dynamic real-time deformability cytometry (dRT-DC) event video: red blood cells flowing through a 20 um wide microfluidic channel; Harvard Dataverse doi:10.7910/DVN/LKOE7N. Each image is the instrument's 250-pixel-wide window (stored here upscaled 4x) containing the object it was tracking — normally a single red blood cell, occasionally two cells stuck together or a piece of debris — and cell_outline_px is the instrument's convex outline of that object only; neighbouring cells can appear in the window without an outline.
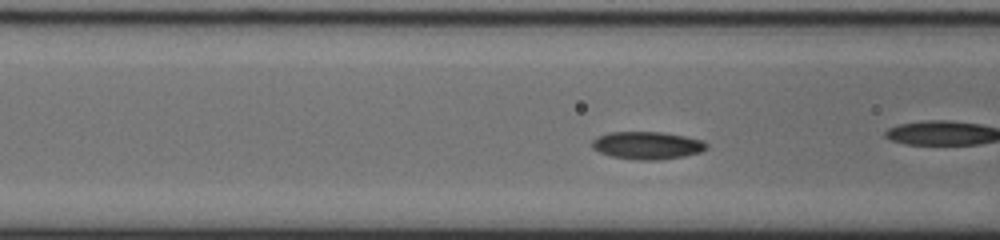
{"species": "common noctule bat (a hibernating species)", "species_latin": "Nyctalus noctula", "temperature_condition": "cold", "stored_images_in_passage": 51, "camera_frame_rate_fps": 3000, "um_per_image_px": 0.085, "animal": {"sex": "male", "body_mass_g": 20.0, "forearm_length_mm": 53.3}, "frame": {"image": 1, "passage_image": 15, "time_ms": 4.667, "image_size_px": [1000, 240], "cell_outline_px": [[708, 148], [700, 152], [684, 156], [660, 160], [636, 160], [612, 156], [600, 152], [592, 148], [592, 140], [608, 132], [660, 132], [684, 136], [700, 140], [708, 144]], "centroid_in_image_um": [55.01, 12.36], "position_along_channel_um": 111.6, "area_um2": 18.32}}
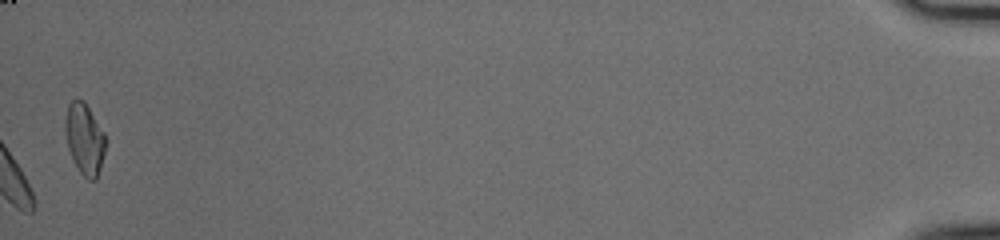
{"frame": {"image": 2, "passage_image": 51, "time_ms": 16.667, "image_size_px": [1000, 240], "cell_outline_px": [[108, 140], [100, 168], [96, 180], [88, 180], [80, 172], [72, 160], [68, 148], [64, 132], [64, 120], [68, 104], [76, 96], [84, 100], [104, 132]], "centroid_in_image_um": [7.18, 11.77], "position_along_channel_um": 428.0, "area_um2": 17.22}, "authors_computed_cell_mechanics": {"area_um2": 17.34, "velocity_mm_per_s": 3.6911, "shape_relaxation_time_tau1_ms": 4.5168, "shape_relaxation_time_tau2_ms": 2.2793, "deformation_change_tau1": 0.0861, "deformation_change_tau2": 0.0593}}